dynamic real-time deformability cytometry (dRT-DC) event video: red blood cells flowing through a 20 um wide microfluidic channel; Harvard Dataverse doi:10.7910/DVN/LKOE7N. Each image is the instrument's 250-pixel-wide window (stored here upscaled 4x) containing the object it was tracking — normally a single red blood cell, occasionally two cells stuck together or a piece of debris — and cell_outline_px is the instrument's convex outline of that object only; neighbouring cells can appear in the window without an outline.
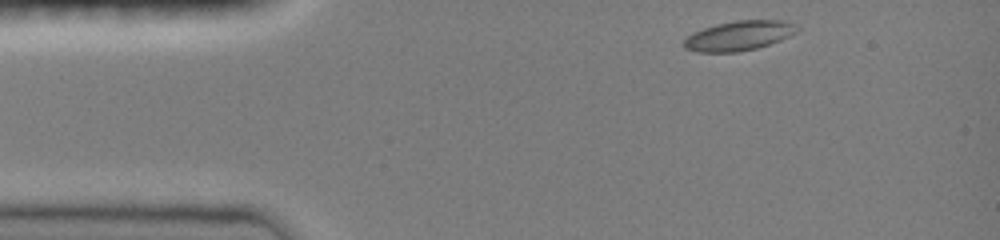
{"species": "common noctule bat (a hibernating species)", "species_latin": "Nyctalus noctula", "temperature_condition": "room temperature", "stored_images_in_passage": 12, "camera_frame_rate_fps": 3000, "um_per_image_px": 0.085, "animal": {"sex": "female", "body_mass_g": 19.0, "forearm_length_mm": 51.5}, "frame": {"image": 1, "passage_image": 1, "time_ms": 0.0, "image_size_px": [1000, 240], "cell_outline_px": [[800, 28], [796, 32], [780, 40], [756, 48], [736, 52], [696, 52], [684, 48], [684, 40], [692, 32], [716, 24], [736, 20], [784, 20]], "centroid_in_image_um": [62.78, 3.03], "position_along_channel_um": 22.2, "area_um2": 19.42}}
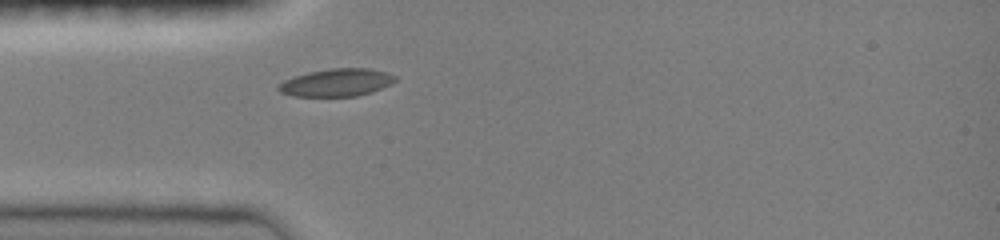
{"frame": {"image": 2, "passage_image": 7, "time_ms": 2.0, "image_size_px": [1000, 240], "cell_outline_px": [[396, 80], [372, 92], [356, 96], [292, 96], [280, 92], [276, 88], [284, 80], [292, 76], [308, 72], [332, 68], [368, 68], [384, 72], [396, 76]], "centroid_in_image_um": [28.55, 7.01], "position_along_channel_um": 56.4, "area_um2": 18.67}}
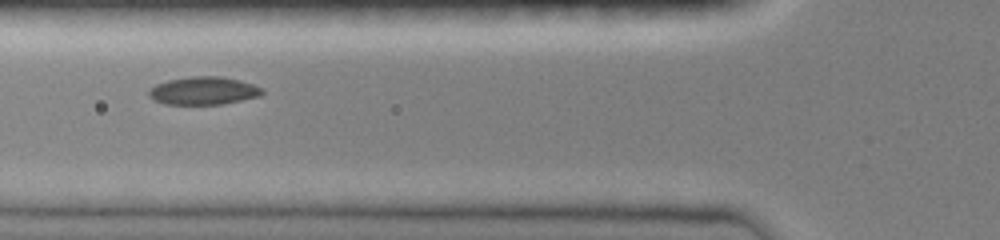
{"frame": {"image": 3, "passage_image": 10, "time_ms": 3.0, "image_size_px": [1000, 240], "cell_outline_px": [[264, 92], [260, 96], [224, 104], [164, 104], [152, 100], [148, 96], [148, 88], [156, 84], [168, 80], [192, 76], [220, 76], [240, 80], [264, 88]], "centroid_in_image_um": [17.28, 7.71], "position_along_channel_um": 108.5, "area_um2": 18.67}}